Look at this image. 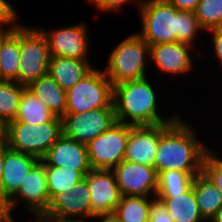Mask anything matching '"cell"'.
Here are the masks:
<instances>
[{"mask_svg":"<svg viewBox=\"0 0 222 222\" xmlns=\"http://www.w3.org/2000/svg\"><path fill=\"white\" fill-rule=\"evenodd\" d=\"M192 187L202 217L210 222L222 206V194L203 172L194 177Z\"/></svg>","mask_w":222,"mask_h":222,"instance_id":"24","label":"cell"},{"mask_svg":"<svg viewBox=\"0 0 222 222\" xmlns=\"http://www.w3.org/2000/svg\"><path fill=\"white\" fill-rule=\"evenodd\" d=\"M20 24V63L18 83L28 86L48 73L50 51L46 35L41 29Z\"/></svg>","mask_w":222,"mask_h":222,"instance_id":"7","label":"cell"},{"mask_svg":"<svg viewBox=\"0 0 222 222\" xmlns=\"http://www.w3.org/2000/svg\"><path fill=\"white\" fill-rule=\"evenodd\" d=\"M91 194L84 178L70 191L56 195L50 202L45 217L63 221L69 218H91Z\"/></svg>","mask_w":222,"mask_h":222,"instance_id":"14","label":"cell"},{"mask_svg":"<svg viewBox=\"0 0 222 222\" xmlns=\"http://www.w3.org/2000/svg\"><path fill=\"white\" fill-rule=\"evenodd\" d=\"M141 31L137 32L149 45L168 42L193 44L205 31L195 12L178 10L164 0H144L139 8Z\"/></svg>","mask_w":222,"mask_h":222,"instance_id":"1","label":"cell"},{"mask_svg":"<svg viewBox=\"0 0 222 222\" xmlns=\"http://www.w3.org/2000/svg\"><path fill=\"white\" fill-rule=\"evenodd\" d=\"M94 218L99 219V221L97 220V222H121L120 219L117 216H115L114 213L102 214L95 216Z\"/></svg>","mask_w":222,"mask_h":222,"instance_id":"37","label":"cell"},{"mask_svg":"<svg viewBox=\"0 0 222 222\" xmlns=\"http://www.w3.org/2000/svg\"><path fill=\"white\" fill-rule=\"evenodd\" d=\"M195 14L205 32L222 27V0H200Z\"/></svg>","mask_w":222,"mask_h":222,"instance_id":"29","label":"cell"},{"mask_svg":"<svg viewBox=\"0 0 222 222\" xmlns=\"http://www.w3.org/2000/svg\"><path fill=\"white\" fill-rule=\"evenodd\" d=\"M130 125L116 122L87 144L92 169L112 170L125 157Z\"/></svg>","mask_w":222,"mask_h":222,"instance_id":"8","label":"cell"},{"mask_svg":"<svg viewBox=\"0 0 222 222\" xmlns=\"http://www.w3.org/2000/svg\"><path fill=\"white\" fill-rule=\"evenodd\" d=\"M211 222H222V206L216 211L215 215L210 219Z\"/></svg>","mask_w":222,"mask_h":222,"instance_id":"40","label":"cell"},{"mask_svg":"<svg viewBox=\"0 0 222 222\" xmlns=\"http://www.w3.org/2000/svg\"><path fill=\"white\" fill-rule=\"evenodd\" d=\"M161 124L131 126L124 160L155 167Z\"/></svg>","mask_w":222,"mask_h":222,"instance_id":"17","label":"cell"},{"mask_svg":"<svg viewBox=\"0 0 222 222\" xmlns=\"http://www.w3.org/2000/svg\"><path fill=\"white\" fill-rule=\"evenodd\" d=\"M112 171L122 196H156L158 173L155 167L123 160Z\"/></svg>","mask_w":222,"mask_h":222,"instance_id":"10","label":"cell"},{"mask_svg":"<svg viewBox=\"0 0 222 222\" xmlns=\"http://www.w3.org/2000/svg\"><path fill=\"white\" fill-rule=\"evenodd\" d=\"M90 4H93L100 12H118L121 10L124 4L129 2H135L139 8L144 0H88Z\"/></svg>","mask_w":222,"mask_h":222,"instance_id":"32","label":"cell"},{"mask_svg":"<svg viewBox=\"0 0 222 222\" xmlns=\"http://www.w3.org/2000/svg\"><path fill=\"white\" fill-rule=\"evenodd\" d=\"M150 45L138 34L126 36L110 52L103 69L112 85L145 78Z\"/></svg>","mask_w":222,"mask_h":222,"instance_id":"4","label":"cell"},{"mask_svg":"<svg viewBox=\"0 0 222 222\" xmlns=\"http://www.w3.org/2000/svg\"><path fill=\"white\" fill-rule=\"evenodd\" d=\"M4 44V29H0V56Z\"/></svg>","mask_w":222,"mask_h":222,"instance_id":"42","label":"cell"},{"mask_svg":"<svg viewBox=\"0 0 222 222\" xmlns=\"http://www.w3.org/2000/svg\"><path fill=\"white\" fill-rule=\"evenodd\" d=\"M84 178L91 194V220L98 215L113 213L122 196L114 172L91 169Z\"/></svg>","mask_w":222,"mask_h":222,"instance_id":"12","label":"cell"},{"mask_svg":"<svg viewBox=\"0 0 222 222\" xmlns=\"http://www.w3.org/2000/svg\"><path fill=\"white\" fill-rule=\"evenodd\" d=\"M4 136V127L0 124V140L3 139Z\"/></svg>","mask_w":222,"mask_h":222,"instance_id":"43","label":"cell"},{"mask_svg":"<svg viewBox=\"0 0 222 222\" xmlns=\"http://www.w3.org/2000/svg\"><path fill=\"white\" fill-rule=\"evenodd\" d=\"M165 2L173 5L178 10L195 12L200 0H164Z\"/></svg>","mask_w":222,"mask_h":222,"instance_id":"36","label":"cell"},{"mask_svg":"<svg viewBox=\"0 0 222 222\" xmlns=\"http://www.w3.org/2000/svg\"><path fill=\"white\" fill-rule=\"evenodd\" d=\"M12 211L26 202L30 215H43L50 205L45 165L39 161L28 173L19 190L9 199Z\"/></svg>","mask_w":222,"mask_h":222,"instance_id":"13","label":"cell"},{"mask_svg":"<svg viewBox=\"0 0 222 222\" xmlns=\"http://www.w3.org/2000/svg\"><path fill=\"white\" fill-rule=\"evenodd\" d=\"M14 121L38 125L46 122H61V118L53 114L32 91L24 86Z\"/></svg>","mask_w":222,"mask_h":222,"instance_id":"22","label":"cell"},{"mask_svg":"<svg viewBox=\"0 0 222 222\" xmlns=\"http://www.w3.org/2000/svg\"><path fill=\"white\" fill-rule=\"evenodd\" d=\"M8 198L0 195V222H15Z\"/></svg>","mask_w":222,"mask_h":222,"instance_id":"35","label":"cell"},{"mask_svg":"<svg viewBox=\"0 0 222 222\" xmlns=\"http://www.w3.org/2000/svg\"><path fill=\"white\" fill-rule=\"evenodd\" d=\"M61 135V122L37 125L12 121L4 127L3 140L9 148L41 159Z\"/></svg>","mask_w":222,"mask_h":222,"instance_id":"5","label":"cell"},{"mask_svg":"<svg viewBox=\"0 0 222 222\" xmlns=\"http://www.w3.org/2000/svg\"><path fill=\"white\" fill-rule=\"evenodd\" d=\"M88 220L87 218H69V219H66V220H63V222H90L89 221H86Z\"/></svg>","mask_w":222,"mask_h":222,"instance_id":"41","label":"cell"},{"mask_svg":"<svg viewBox=\"0 0 222 222\" xmlns=\"http://www.w3.org/2000/svg\"><path fill=\"white\" fill-rule=\"evenodd\" d=\"M209 32L213 37L212 46L214 48V56L217 57L215 59L219 60V63L222 65V27L209 30Z\"/></svg>","mask_w":222,"mask_h":222,"instance_id":"34","label":"cell"},{"mask_svg":"<svg viewBox=\"0 0 222 222\" xmlns=\"http://www.w3.org/2000/svg\"><path fill=\"white\" fill-rule=\"evenodd\" d=\"M196 132L180 116L171 123L161 124L155 155L157 173L170 170L183 171L191 176L202 173L203 161L210 149L197 140Z\"/></svg>","mask_w":222,"mask_h":222,"instance_id":"2","label":"cell"},{"mask_svg":"<svg viewBox=\"0 0 222 222\" xmlns=\"http://www.w3.org/2000/svg\"><path fill=\"white\" fill-rule=\"evenodd\" d=\"M166 206L174 222H207L201 215L193 187L174 198H158Z\"/></svg>","mask_w":222,"mask_h":222,"instance_id":"23","label":"cell"},{"mask_svg":"<svg viewBox=\"0 0 222 222\" xmlns=\"http://www.w3.org/2000/svg\"><path fill=\"white\" fill-rule=\"evenodd\" d=\"M20 24L19 13L7 0H0V29L16 28Z\"/></svg>","mask_w":222,"mask_h":222,"instance_id":"31","label":"cell"},{"mask_svg":"<svg viewBox=\"0 0 222 222\" xmlns=\"http://www.w3.org/2000/svg\"><path fill=\"white\" fill-rule=\"evenodd\" d=\"M45 166H57L80 171L84 176L92 169L87 145L61 135L40 159Z\"/></svg>","mask_w":222,"mask_h":222,"instance_id":"16","label":"cell"},{"mask_svg":"<svg viewBox=\"0 0 222 222\" xmlns=\"http://www.w3.org/2000/svg\"><path fill=\"white\" fill-rule=\"evenodd\" d=\"M202 172L222 194V159L211 148L205 155Z\"/></svg>","mask_w":222,"mask_h":222,"instance_id":"30","label":"cell"},{"mask_svg":"<svg viewBox=\"0 0 222 222\" xmlns=\"http://www.w3.org/2000/svg\"><path fill=\"white\" fill-rule=\"evenodd\" d=\"M155 196H121L114 210L121 222H149Z\"/></svg>","mask_w":222,"mask_h":222,"instance_id":"25","label":"cell"},{"mask_svg":"<svg viewBox=\"0 0 222 222\" xmlns=\"http://www.w3.org/2000/svg\"><path fill=\"white\" fill-rule=\"evenodd\" d=\"M151 85L145 77L113 86V105L117 122L131 126L155 125L171 123L178 117L173 115L166 118L159 115V102L154 90L156 88Z\"/></svg>","mask_w":222,"mask_h":222,"instance_id":"3","label":"cell"},{"mask_svg":"<svg viewBox=\"0 0 222 222\" xmlns=\"http://www.w3.org/2000/svg\"><path fill=\"white\" fill-rule=\"evenodd\" d=\"M33 217H35V220H36L34 222H63V221H58V220L47 218L44 215H34Z\"/></svg>","mask_w":222,"mask_h":222,"instance_id":"39","label":"cell"},{"mask_svg":"<svg viewBox=\"0 0 222 222\" xmlns=\"http://www.w3.org/2000/svg\"><path fill=\"white\" fill-rule=\"evenodd\" d=\"M93 68L92 63L88 60L51 56L48 73L62 89L68 91Z\"/></svg>","mask_w":222,"mask_h":222,"instance_id":"19","label":"cell"},{"mask_svg":"<svg viewBox=\"0 0 222 222\" xmlns=\"http://www.w3.org/2000/svg\"><path fill=\"white\" fill-rule=\"evenodd\" d=\"M149 222H174L169 216L166 206L158 198H155L151 203Z\"/></svg>","mask_w":222,"mask_h":222,"instance_id":"33","label":"cell"},{"mask_svg":"<svg viewBox=\"0 0 222 222\" xmlns=\"http://www.w3.org/2000/svg\"><path fill=\"white\" fill-rule=\"evenodd\" d=\"M4 156H5V141L2 139L0 140V195H1V180H2Z\"/></svg>","mask_w":222,"mask_h":222,"instance_id":"38","label":"cell"},{"mask_svg":"<svg viewBox=\"0 0 222 222\" xmlns=\"http://www.w3.org/2000/svg\"><path fill=\"white\" fill-rule=\"evenodd\" d=\"M50 201L62 192L70 191L84 175L78 171L57 166H45Z\"/></svg>","mask_w":222,"mask_h":222,"instance_id":"27","label":"cell"},{"mask_svg":"<svg viewBox=\"0 0 222 222\" xmlns=\"http://www.w3.org/2000/svg\"><path fill=\"white\" fill-rule=\"evenodd\" d=\"M86 24L83 22L71 26L54 28V30L40 29L46 35L51 56H64L89 60V36Z\"/></svg>","mask_w":222,"mask_h":222,"instance_id":"11","label":"cell"},{"mask_svg":"<svg viewBox=\"0 0 222 222\" xmlns=\"http://www.w3.org/2000/svg\"><path fill=\"white\" fill-rule=\"evenodd\" d=\"M39 161L40 159L36 156L9 148L5 142L1 196L10 199Z\"/></svg>","mask_w":222,"mask_h":222,"instance_id":"18","label":"cell"},{"mask_svg":"<svg viewBox=\"0 0 222 222\" xmlns=\"http://www.w3.org/2000/svg\"><path fill=\"white\" fill-rule=\"evenodd\" d=\"M24 86L16 81L0 80V124L5 127L14 121Z\"/></svg>","mask_w":222,"mask_h":222,"instance_id":"26","label":"cell"},{"mask_svg":"<svg viewBox=\"0 0 222 222\" xmlns=\"http://www.w3.org/2000/svg\"><path fill=\"white\" fill-rule=\"evenodd\" d=\"M117 122L115 108H99L80 114L65 113L61 117L62 135L77 142L88 144L109 130Z\"/></svg>","mask_w":222,"mask_h":222,"instance_id":"9","label":"cell"},{"mask_svg":"<svg viewBox=\"0 0 222 222\" xmlns=\"http://www.w3.org/2000/svg\"><path fill=\"white\" fill-rule=\"evenodd\" d=\"M192 49L189 44L166 42L150 45V57L159 72L163 74L184 75L193 71ZM191 51V52H190Z\"/></svg>","mask_w":222,"mask_h":222,"instance_id":"15","label":"cell"},{"mask_svg":"<svg viewBox=\"0 0 222 222\" xmlns=\"http://www.w3.org/2000/svg\"><path fill=\"white\" fill-rule=\"evenodd\" d=\"M195 176L177 170L158 173L156 198H174V195L185 193L193 183Z\"/></svg>","mask_w":222,"mask_h":222,"instance_id":"28","label":"cell"},{"mask_svg":"<svg viewBox=\"0 0 222 222\" xmlns=\"http://www.w3.org/2000/svg\"><path fill=\"white\" fill-rule=\"evenodd\" d=\"M20 63V24L4 29V44L0 56V80L16 81Z\"/></svg>","mask_w":222,"mask_h":222,"instance_id":"21","label":"cell"},{"mask_svg":"<svg viewBox=\"0 0 222 222\" xmlns=\"http://www.w3.org/2000/svg\"><path fill=\"white\" fill-rule=\"evenodd\" d=\"M27 88L57 117L61 118L65 114L66 91L49 73L40 76L30 83Z\"/></svg>","mask_w":222,"mask_h":222,"instance_id":"20","label":"cell"},{"mask_svg":"<svg viewBox=\"0 0 222 222\" xmlns=\"http://www.w3.org/2000/svg\"><path fill=\"white\" fill-rule=\"evenodd\" d=\"M113 104V85L104 70L93 68L66 91L65 113L80 114Z\"/></svg>","mask_w":222,"mask_h":222,"instance_id":"6","label":"cell"}]
</instances>
